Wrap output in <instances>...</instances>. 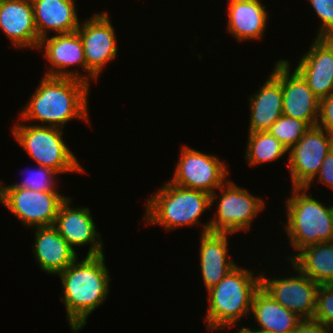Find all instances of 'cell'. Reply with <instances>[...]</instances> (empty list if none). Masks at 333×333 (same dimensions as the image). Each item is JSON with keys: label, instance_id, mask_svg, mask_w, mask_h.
Masks as SVG:
<instances>
[{"label": "cell", "instance_id": "obj_14", "mask_svg": "<svg viewBox=\"0 0 333 333\" xmlns=\"http://www.w3.org/2000/svg\"><path fill=\"white\" fill-rule=\"evenodd\" d=\"M43 47L45 49L44 56L52 65L51 69L45 72V76L71 77L86 82V75H81L75 70H69V67H72V65H80L87 71L82 38L77 31L55 34L52 37H48L47 35L40 40L38 49H42Z\"/></svg>", "mask_w": 333, "mask_h": 333}, {"label": "cell", "instance_id": "obj_27", "mask_svg": "<svg viewBox=\"0 0 333 333\" xmlns=\"http://www.w3.org/2000/svg\"><path fill=\"white\" fill-rule=\"evenodd\" d=\"M39 169L29 171L30 174L21 183L11 184L14 187L26 188L35 191H56L55 175L58 174L51 168L38 166ZM27 172V173H29Z\"/></svg>", "mask_w": 333, "mask_h": 333}, {"label": "cell", "instance_id": "obj_34", "mask_svg": "<svg viewBox=\"0 0 333 333\" xmlns=\"http://www.w3.org/2000/svg\"><path fill=\"white\" fill-rule=\"evenodd\" d=\"M333 42V34L328 37Z\"/></svg>", "mask_w": 333, "mask_h": 333}, {"label": "cell", "instance_id": "obj_12", "mask_svg": "<svg viewBox=\"0 0 333 333\" xmlns=\"http://www.w3.org/2000/svg\"><path fill=\"white\" fill-rule=\"evenodd\" d=\"M297 276L267 279L260 273V287L283 307L302 319H313L319 284L304 275L294 265ZM262 274V275H261Z\"/></svg>", "mask_w": 333, "mask_h": 333}, {"label": "cell", "instance_id": "obj_15", "mask_svg": "<svg viewBox=\"0 0 333 333\" xmlns=\"http://www.w3.org/2000/svg\"><path fill=\"white\" fill-rule=\"evenodd\" d=\"M70 199L67 198L60 205L53 226L73 249L74 246L90 243L87 255L104 254L102 239H99L100 233L96 231L90 209L88 207H70Z\"/></svg>", "mask_w": 333, "mask_h": 333}, {"label": "cell", "instance_id": "obj_19", "mask_svg": "<svg viewBox=\"0 0 333 333\" xmlns=\"http://www.w3.org/2000/svg\"><path fill=\"white\" fill-rule=\"evenodd\" d=\"M228 234L208 231L200 237V266L207 290L218 284L237 266L227 256Z\"/></svg>", "mask_w": 333, "mask_h": 333}, {"label": "cell", "instance_id": "obj_1", "mask_svg": "<svg viewBox=\"0 0 333 333\" xmlns=\"http://www.w3.org/2000/svg\"><path fill=\"white\" fill-rule=\"evenodd\" d=\"M77 260L58 273L63 286L60 299L65 304L72 332L86 325L88 316L104 303L110 290L104 254L86 255L82 261Z\"/></svg>", "mask_w": 333, "mask_h": 333}, {"label": "cell", "instance_id": "obj_26", "mask_svg": "<svg viewBox=\"0 0 333 333\" xmlns=\"http://www.w3.org/2000/svg\"><path fill=\"white\" fill-rule=\"evenodd\" d=\"M309 128L306 122L282 114L267 131L289 150Z\"/></svg>", "mask_w": 333, "mask_h": 333}, {"label": "cell", "instance_id": "obj_6", "mask_svg": "<svg viewBox=\"0 0 333 333\" xmlns=\"http://www.w3.org/2000/svg\"><path fill=\"white\" fill-rule=\"evenodd\" d=\"M13 135L38 166L51 168L57 173L85 172L74 153L62 139V128L16 123Z\"/></svg>", "mask_w": 333, "mask_h": 333}, {"label": "cell", "instance_id": "obj_8", "mask_svg": "<svg viewBox=\"0 0 333 333\" xmlns=\"http://www.w3.org/2000/svg\"><path fill=\"white\" fill-rule=\"evenodd\" d=\"M179 161L170 183L203 191L215 202V189L220 188L228 175L227 166L217 156L209 155L187 146L181 149Z\"/></svg>", "mask_w": 333, "mask_h": 333}, {"label": "cell", "instance_id": "obj_4", "mask_svg": "<svg viewBox=\"0 0 333 333\" xmlns=\"http://www.w3.org/2000/svg\"><path fill=\"white\" fill-rule=\"evenodd\" d=\"M287 198L285 226L292 246L300 251L308 245L333 241V206L326 207L306 193V187H292Z\"/></svg>", "mask_w": 333, "mask_h": 333}, {"label": "cell", "instance_id": "obj_17", "mask_svg": "<svg viewBox=\"0 0 333 333\" xmlns=\"http://www.w3.org/2000/svg\"><path fill=\"white\" fill-rule=\"evenodd\" d=\"M0 29L17 48H37L40 43L31 0H3L0 3Z\"/></svg>", "mask_w": 333, "mask_h": 333}, {"label": "cell", "instance_id": "obj_24", "mask_svg": "<svg viewBox=\"0 0 333 333\" xmlns=\"http://www.w3.org/2000/svg\"><path fill=\"white\" fill-rule=\"evenodd\" d=\"M288 257L292 265L319 285L333 283V241L308 245Z\"/></svg>", "mask_w": 333, "mask_h": 333}, {"label": "cell", "instance_id": "obj_3", "mask_svg": "<svg viewBox=\"0 0 333 333\" xmlns=\"http://www.w3.org/2000/svg\"><path fill=\"white\" fill-rule=\"evenodd\" d=\"M260 275L236 266L208 291V330L231 328L251 312L254 293L260 288Z\"/></svg>", "mask_w": 333, "mask_h": 333}, {"label": "cell", "instance_id": "obj_32", "mask_svg": "<svg viewBox=\"0 0 333 333\" xmlns=\"http://www.w3.org/2000/svg\"><path fill=\"white\" fill-rule=\"evenodd\" d=\"M316 176L319 181L333 189V148L322 162L319 173Z\"/></svg>", "mask_w": 333, "mask_h": 333}, {"label": "cell", "instance_id": "obj_23", "mask_svg": "<svg viewBox=\"0 0 333 333\" xmlns=\"http://www.w3.org/2000/svg\"><path fill=\"white\" fill-rule=\"evenodd\" d=\"M251 312L260 330L272 333H292L303 320L274 300L261 287L254 293Z\"/></svg>", "mask_w": 333, "mask_h": 333}, {"label": "cell", "instance_id": "obj_7", "mask_svg": "<svg viewBox=\"0 0 333 333\" xmlns=\"http://www.w3.org/2000/svg\"><path fill=\"white\" fill-rule=\"evenodd\" d=\"M218 190L222 195L218 196L217 214L204 224L202 233L211 231L234 234L240 230H249L252 220L264 209L265 202L228 179Z\"/></svg>", "mask_w": 333, "mask_h": 333}, {"label": "cell", "instance_id": "obj_28", "mask_svg": "<svg viewBox=\"0 0 333 333\" xmlns=\"http://www.w3.org/2000/svg\"><path fill=\"white\" fill-rule=\"evenodd\" d=\"M313 320L333 329V283L319 285Z\"/></svg>", "mask_w": 333, "mask_h": 333}, {"label": "cell", "instance_id": "obj_13", "mask_svg": "<svg viewBox=\"0 0 333 333\" xmlns=\"http://www.w3.org/2000/svg\"><path fill=\"white\" fill-rule=\"evenodd\" d=\"M290 70L289 61L281 59L272 72L281 81L283 115L300 119L314 127L318 122L320 99L295 69L293 74H290Z\"/></svg>", "mask_w": 333, "mask_h": 333}, {"label": "cell", "instance_id": "obj_11", "mask_svg": "<svg viewBox=\"0 0 333 333\" xmlns=\"http://www.w3.org/2000/svg\"><path fill=\"white\" fill-rule=\"evenodd\" d=\"M109 19L106 12L95 14L87 21L80 23L77 29L82 38L87 64L86 82L88 84H90L89 78L97 80L104 65L116 58L117 55L115 31Z\"/></svg>", "mask_w": 333, "mask_h": 333}, {"label": "cell", "instance_id": "obj_22", "mask_svg": "<svg viewBox=\"0 0 333 333\" xmlns=\"http://www.w3.org/2000/svg\"><path fill=\"white\" fill-rule=\"evenodd\" d=\"M252 96L249 99V132L267 131L283 114L281 81L271 73L265 84Z\"/></svg>", "mask_w": 333, "mask_h": 333}, {"label": "cell", "instance_id": "obj_20", "mask_svg": "<svg viewBox=\"0 0 333 333\" xmlns=\"http://www.w3.org/2000/svg\"><path fill=\"white\" fill-rule=\"evenodd\" d=\"M34 22L40 39L48 30L61 33L77 31L80 26L74 0H31Z\"/></svg>", "mask_w": 333, "mask_h": 333}, {"label": "cell", "instance_id": "obj_10", "mask_svg": "<svg viewBox=\"0 0 333 333\" xmlns=\"http://www.w3.org/2000/svg\"><path fill=\"white\" fill-rule=\"evenodd\" d=\"M325 132V133H324ZM333 148V134L318 126L310 127L288 150L289 172L293 187L310 188L322 162Z\"/></svg>", "mask_w": 333, "mask_h": 333}, {"label": "cell", "instance_id": "obj_31", "mask_svg": "<svg viewBox=\"0 0 333 333\" xmlns=\"http://www.w3.org/2000/svg\"><path fill=\"white\" fill-rule=\"evenodd\" d=\"M332 328L313 319H303L292 333H331Z\"/></svg>", "mask_w": 333, "mask_h": 333}, {"label": "cell", "instance_id": "obj_30", "mask_svg": "<svg viewBox=\"0 0 333 333\" xmlns=\"http://www.w3.org/2000/svg\"><path fill=\"white\" fill-rule=\"evenodd\" d=\"M316 126L333 134V92L320 100Z\"/></svg>", "mask_w": 333, "mask_h": 333}, {"label": "cell", "instance_id": "obj_29", "mask_svg": "<svg viewBox=\"0 0 333 333\" xmlns=\"http://www.w3.org/2000/svg\"><path fill=\"white\" fill-rule=\"evenodd\" d=\"M321 19L317 37H329L333 34V0H309Z\"/></svg>", "mask_w": 333, "mask_h": 333}, {"label": "cell", "instance_id": "obj_9", "mask_svg": "<svg viewBox=\"0 0 333 333\" xmlns=\"http://www.w3.org/2000/svg\"><path fill=\"white\" fill-rule=\"evenodd\" d=\"M0 181V201L25 226L54 225L60 205L67 199L58 191H35L26 188L3 186Z\"/></svg>", "mask_w": 333, "mask_h": 333}, {"label": "cell", "instance_id": "obj_18", "mask_svg": "<svg viewBox=\"0 0 333 333\" xmlns=\"http://www.w3.org/2000/svg\"><path fill=\"white\" fill-rule=\"evenodd\" d=\"M35 228V244L32 247L41 269L48 274L64 271L77 258L75 250L53 225Z\"/></svg>", "mask_w": 333, "mask_h": 333}, {"label": "cell", "instance_id": "obj_33", "mask_svg": "<svg viewBox=\"0 0 333 333\" xmlns=\"http://www.w3.org/2000/svg\"><path fill=\"white\" fill-rule=\"evenodd\" d=\"M237 333H272V332L260 330L259 328L256 330L254 328L252 329L247 327L243 328L241 327V329H239Z\"/></svg>", "mask_w": 333, "mask_h": 333}, {"label": "cell", "instance_id": "obj_25", "mask_svg": "<svg viewBox=\"0 0 333 333\" xmlns=\"http://www.w3.org/2000/svg\"><path fill=\"white\" fill-rule=\"evenodd\" d=\"M246 161L250 166L272 162L288 152V149L268 131L249 132Z\"/></svg>", "mask_w": 333, "mask_h": 333}, {"label": "cell", "instance_id": "obj_21", "mask_svg": "<svg viewBox=\"0 0 333 333\" xmlns=\"http://www.w3.org/2000/svg\"><path fill=\"white\" fill-rule=\"evenodd\" d=\"M227 30L239 41L262 38L268 21L260 0H229Z\"/></svg>", "mask_w": 333, "mask_h": 333}, {"label": "cell", "instance_id": "obj_2", "mask_svg": "<svg viewBox=\"0 0 333 333\" xmlns=\"http://www.w3.org/2000/svg\"><path fill=\"white\" fill-rule=\"evenodd\" d=\"M89 86L77 78L44 75L33 96L23 107L20 119L41 121L58 128H64L66 122L73 118L88 123Z\"/></svg>", "mask_w": 333, "mask_h": 333}, {"label": "cell", "instance_id": "obj_16", "mask_svg": "<svg viewBox=\"0 0 333 333\" xmlns=\"http://www.w3.org/2000/svg\"><path fill=\"white\" fill-rule=\"evenodd\" d=\"M295 70L320 100L329 95L333 92V42L316 37Z\"/></svg>", "mask_w": 333, "mask_h": 333}, {"label": "cell", "instance_id": "obj_5", "mask_svg": "<svg viewBox=\"0 0 333 333\" xmlns=\"http://www.w3.org/2000/svg\"><path fill=\"white\" fill-rule=\"evenodd\" d=\"M212 206L208 193L167 182L148 197L144 217L146 224H159L170 231L184 225H200V216Z\"/></svg>", "mask_w": 333, "mask_h": 333}]
</instances>
